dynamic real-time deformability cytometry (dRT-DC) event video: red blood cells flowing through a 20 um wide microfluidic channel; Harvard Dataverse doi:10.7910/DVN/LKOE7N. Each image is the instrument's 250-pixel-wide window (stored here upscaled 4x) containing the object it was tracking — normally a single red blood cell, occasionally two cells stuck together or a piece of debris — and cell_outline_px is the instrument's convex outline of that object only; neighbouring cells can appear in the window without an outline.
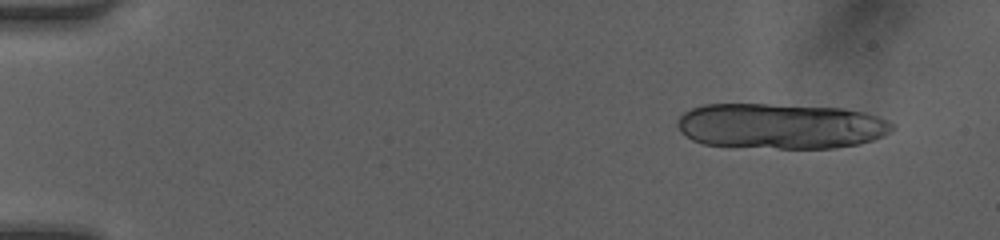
{"species": "human", "species_latin": "Homo sapiens", "temperature_condition": "room temperature", "stored_images_in_passage": 16, "camera_frame_rate_fps": 3000, "um_per_image_px": 0.085, "donor": {"sex": "female"}, "frame": {"image": 1, "passage_image": 4, "time_ms": 1.0, "image_size_px": [1000, 240], "cell_outline_px": [[896, 128], [884, 136], [860, 144], [836, 148], [776, 148], [704, 144], [692, 140], [680, 132], [676, 124], [680, 116], [684, 112], [692, 108], [704, 104], [768, 104], [844, 108], [864, 112], [888, 120], [896, 124]], "centroid_in_image_um": [66.39, 10.71], "position_along_channel_um": 18.6, "area_um2": 57.28}}